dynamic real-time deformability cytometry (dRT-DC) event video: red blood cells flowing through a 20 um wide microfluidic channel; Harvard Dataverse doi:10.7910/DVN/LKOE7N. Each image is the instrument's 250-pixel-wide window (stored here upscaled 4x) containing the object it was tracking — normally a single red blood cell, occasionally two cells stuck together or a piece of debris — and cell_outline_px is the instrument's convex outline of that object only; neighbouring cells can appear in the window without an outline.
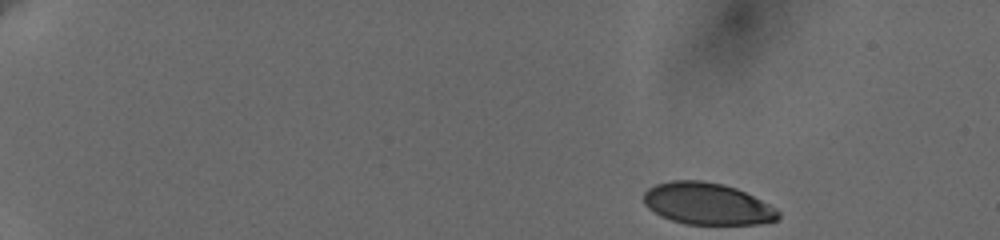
{"species": "human", "species_latin": "Homo sapiens", "temperature_condition": "cold", "stored_images_in_passage": 46, "camera_frame_rate_fps": 3000, "um_per_image_px": 0.085, "donor": {"sex": "female"}, "frame": {"image": 1, "passage_image": 1, "time_ms": 0.0, "image_size_px": [1000, 240], "cell_outline_px": [[780, 216], [776, 220], [760, 224], [684, 224], [660, 216], [648, 208], [644, 204], [644, 192], [648, 188], [656, 184], [672, 180], [704, 180], [724, 184], [736, 188], [776, 208], [780, 212]], "centroid_in_image_um": [60.1, 17.32], "position_along_channel_um": 24.9, "area_um2": 32.83}}
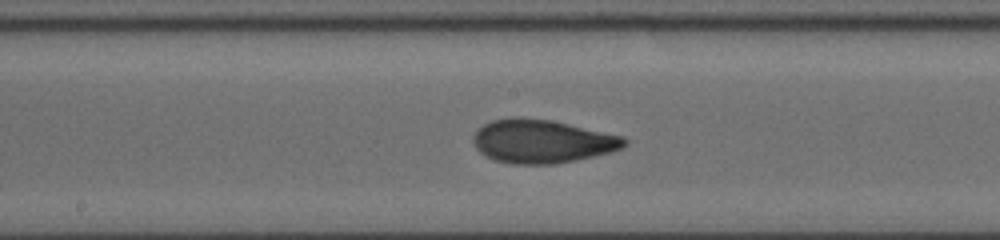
{"frame": {"image": 2, "passage_image": 27, "time_ms": 8.667, "image_size_px": [1000, 240], "cell_outline_px": [[628, 144], [612, 152], [576, 160], [556, 164], [512, 164], [496, 160], [484, 156], [476, 148], [472, 140], [472, 136], [484, 124], [492, 120], [520, 116], [548, 120], [568, 124], [620, 136], [628, 140]], "centroid_in_image_um": [46.04, 12.02], "position_along_channel_um": 202.2, "area_um2": 38.09}}
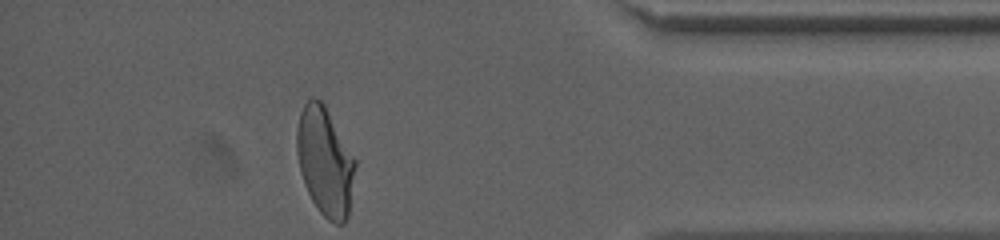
{"frame": {"image": 3, "passage_image": 46, "time_ms": 15.0, "image_size_px": [1000, 240], "cell_outline_px": [[356, 164], [348, 216], [344, 224], [336, 224], [328, 220], [320, 212], [312, 200], [304, 184], [300, 172], [296, 152], [296, 128], [300, 112], [304, 104], [312, 96], [320, 100], [324, 104], [356, 160]], "centroid_in_image_um": [27.61, 13.73], "position_along_channel_um": 407.6, "area_um2": 36.93}, "authors_computed_cell_mechanics": {"area_um2": 36.6452, "velocity_mm_per_s": 3.6383, "shape_relaxation_time_tau1_ms": 5.3122, "shape_relaxation_time_tau2_ms": 0.9693, "deformation_change_tau1": 0.1857, "deformation_change_tau2": 0.0685}}